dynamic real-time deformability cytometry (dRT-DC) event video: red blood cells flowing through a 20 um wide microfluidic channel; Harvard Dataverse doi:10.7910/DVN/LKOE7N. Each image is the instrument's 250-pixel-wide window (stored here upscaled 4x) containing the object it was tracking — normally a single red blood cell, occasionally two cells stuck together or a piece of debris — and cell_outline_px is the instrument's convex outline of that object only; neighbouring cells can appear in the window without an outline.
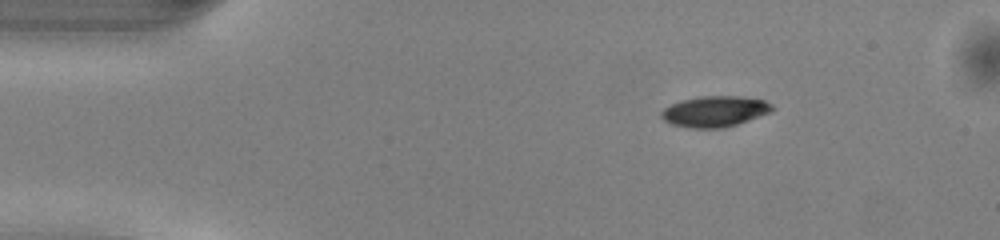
{"species": "common noctule bat (a hibernating species)", "species_latin": "Nyctalus noctula", "temperature_condition": "warm", "stored_images_in_passage": 44, "camera_frame_rate_fps": 3000, "um_per_image_px": 0.085, "animal": {"sex": "male", "body_mass_g": 13.0, "forearm_length_mm": 53.1}, "frame": {"image": 1, "passage_image": 1, "time_ms": 0.0, "image_size_px": [1000, 240], "cell_outline_px": [[772, 108], [768, 112], [736, 124], [724, 128], [688, 128], [672, 124], [664, 120], [660, 116], [660, 112], [664, 108], [680, 100], [700, 96], [740, 96], [764, 100], [772, 104]], "centroid_in_image_um": [60.69, 9.46], "position_along_channel_um": 24.3, "area_um2": 19.71}}
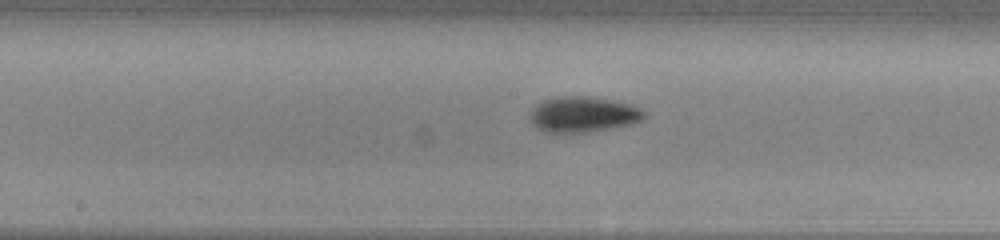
{"frame": {"image": 2, "passage_image": 19, "time_ms": 6.0, "image_size_px": [1000, 240], "cell_outline_px": [[644, 116], [640, 120], [628, 124], [608, 128], [584, 132], [544, 132], [536, 128], [532, 124], [532, 108], [544, 100], [560, 96], [588, 96], [628, 104], [640, 108], [644, 112]], "centroid_in_image_um": [49.51, 9.72], "position_along_channel_um": 198.7, "area_um2": 23.0}}
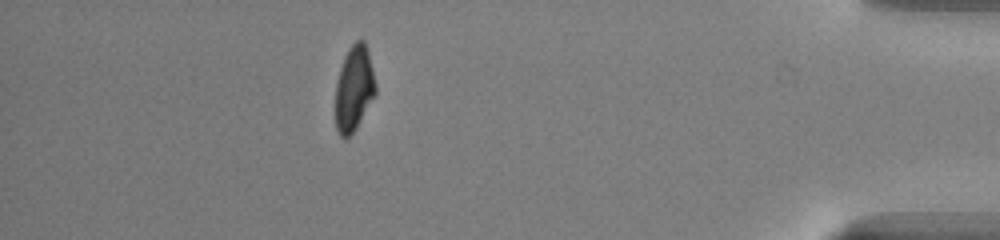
{"frame": {"image": 3, "passage_image": 38, "time_ms": 12.333, "image_size_px": [1000, 240], "cell_outline_px": [[376, 96], [356, 128], [348, 136], [340, 136], [336, 128], [336, 84], [340, 68], [344, 56], [348, 48], [356, 40], [364, 40], [368, 52], [376, 84]], "centroid_in_image_um": [30.11, 7.5], "position_along_channel_um": 405.1, "area_um2": 19.88}, "authors_computed_cell_mechanics": {"area_um2": 21.2993, "velocity_mm_per_s": 4.0891, "shape_relaxation_time_tau1_ms": 2.262, "shape_relaxation_time_tau2_ms": 4.9208, "deformation_change_tau1": 0.1276, "deformation_change_tau2": 0.1036}}